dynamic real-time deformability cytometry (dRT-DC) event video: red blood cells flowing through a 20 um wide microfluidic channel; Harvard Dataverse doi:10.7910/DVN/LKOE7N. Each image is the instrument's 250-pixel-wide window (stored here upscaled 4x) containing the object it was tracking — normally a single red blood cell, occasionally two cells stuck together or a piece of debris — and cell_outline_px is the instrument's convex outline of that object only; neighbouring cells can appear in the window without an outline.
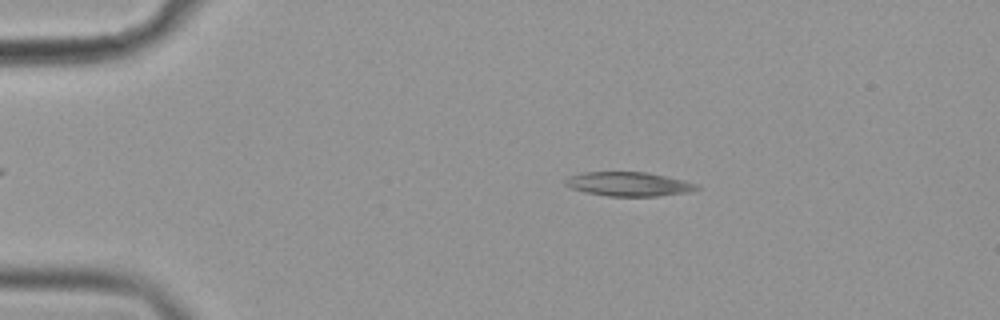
{"species": "common noctule bat (a hibernating species)", "species_latin": "Nyctalus noctula", "temperature_condition": "cold", "stored_images_in_passage": 55, "camera_frame_rate_fps": 3000, "um_per_image_px": 0.085, "animal": {"sex": "female", "body_mass_g": 19.9}, "frame": {"image": 1, "passage_image": 10, "time_ms": 3.0, "image_size_px": [1000, 320], "cell_outline_px": [[700, 188], [688, 192], [656, 196], [608, 196], [584, 192], [572, 188], [564, 184], [564, 180], [568, 176], [584, 172], [648, 172], [684, 180], [696, 184]], "centroid_in_image_um": [53.41, 15.64], "position_along_channel_um": 31.6, "area_um2": 18.44}}
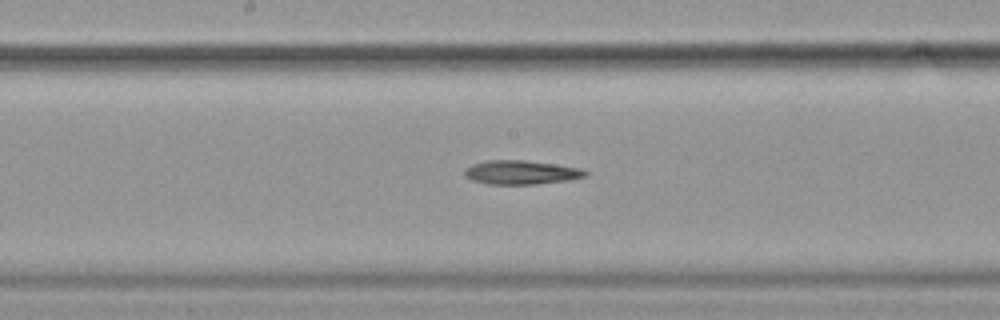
{"frame": {"image": 2, "passage_image": 29, "time_ms": 9.333, "image_size_px": [1000, 320], "cell_outline_px": [[588, 176], [568, 180], [536, 184], [488, 184], [472, 180], [464, 176], [464, 168], [472, 164], [488, 160], [524, 160], [584, 168], [588, 172]], "centroid_in_image_um": [44.31, 14.65], "position_along_channel_um": 203.9, "area_um2": 16.99}}
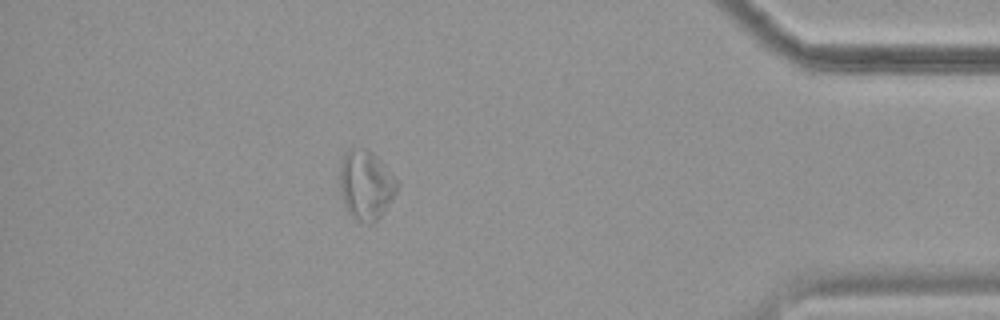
{"frame": {"image": 3, "passage_image": 49, "time_ms": 16.0, "image_size_px": [1000, 320], "cell_outline_px": [[400, 188], [380, 216], [372, 224], [368, 224], [352, 216], [348, 212], [344, 204], [340, 192], [340, 164], [344, 152], [348, 148], [368, 148], [400, 180]], "centroid_in_image_um": [31.13, 15.68], "position_along_channel_um": 404.1, "area_um2": 23.52}, "authors_computed_cell_mechanics": {"area_um2": 18.3226, "velocity_mm_per_s": 3.5875, "shape_relaxation_time_tau1_ms": 6.9261, "shape_relaxation_time_tau2_ms": null, "deformation_change_tau1": 0.1662, "deformation_change_tau2": null}}